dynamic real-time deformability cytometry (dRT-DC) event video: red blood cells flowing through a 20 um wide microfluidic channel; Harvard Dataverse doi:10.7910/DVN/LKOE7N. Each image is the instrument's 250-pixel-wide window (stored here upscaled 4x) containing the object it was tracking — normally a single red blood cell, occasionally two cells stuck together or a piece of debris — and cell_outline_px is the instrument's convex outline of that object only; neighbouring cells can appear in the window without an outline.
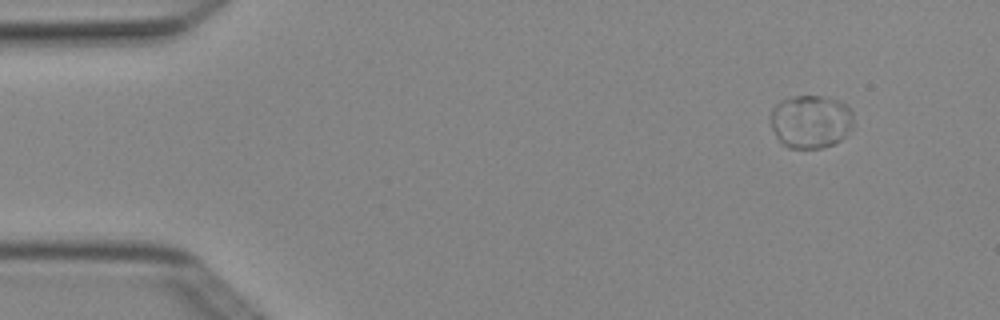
{"species": "Egyptian fruit bat (a non-hibernating species)", "species_latin": "Rousettus aegyptiacus", "temperature_condition": "cold", "stored_images_in_passage": 3, "camera_frame_rate_fps": 3000, "um_per_image_px": 0.085, "animal": {"sex": "female"}, "frame": {"image": 1, "passage_image": 1, "time_ms": 0.0, "image_size_px": [1000, 320], "cell_outline_px": [[852, 128], [840, 140], [832, 144], [820, 148], [788, 148], [776, 136], [772, 128], [768, 116], [772, 108], [780, 100], [792, 96], [820, 96], [836, 100], [848, 104], [852, 112]], "centroid_in_image_um": [68.88, 10.31], "position_along_channel_um": 16.1, "area_um2": 25.89}}
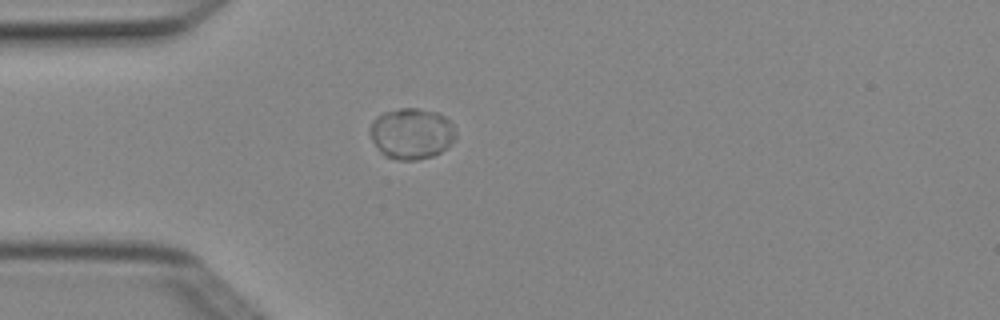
{"frame": {"image": 2, "passage_image": 3, "time_ms": 0.667, "image_size_px": [1000, 320], "cell_outline_px": [[456, 136], [440, 152], [432, 156], [416, 160], [396, 160], [384, 156], [380, 152], [372, 140], [372, 120], [376, 116], [384, 112], [400, 108], [416, 108], [436, 112], [444, 116], [452, 124]], "centroid_in_image_um": [34.96, 11.35], "position_along_channel_um": 50.0, "area_um2": 25.14}}